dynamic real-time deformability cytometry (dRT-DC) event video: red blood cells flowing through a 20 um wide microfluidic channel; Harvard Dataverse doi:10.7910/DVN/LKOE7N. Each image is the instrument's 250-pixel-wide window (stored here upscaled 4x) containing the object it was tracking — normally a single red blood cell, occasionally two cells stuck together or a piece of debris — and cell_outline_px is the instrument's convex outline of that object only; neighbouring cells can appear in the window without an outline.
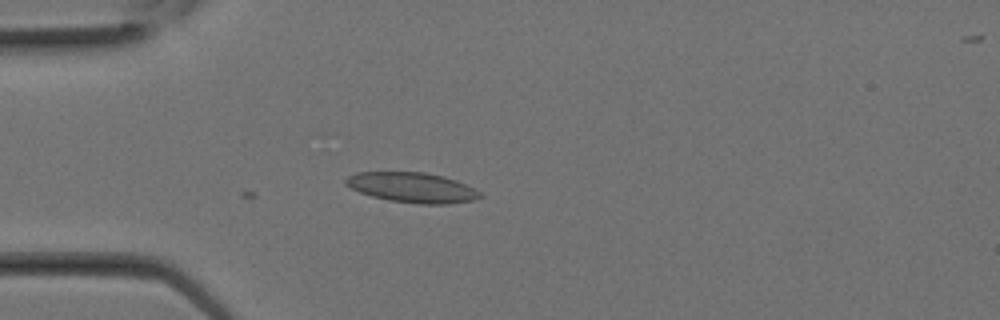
{"species": "Egyptian fruit bat (a non-hibernating species)", "species_latin": "Rousettus aegyptiacus", "temperature_condition": "room temperature", "stored_images_in_passage": 2, "camera_frame_rate_fps": 3000, "um_per_image_px": 0.085, "animal": {"sex": "female"}, "frame": {"image": 1, "passage_image": 2, "time_ms": 0.333, "image_size_px": [1000, 320], "cell_outline_px": [[484, 196], [476, 200], [448, 204], [420, 204], [388, 200], [372, 196], [360, 192], [344, 184], [344, 180], [348, 176], [356, 172], [424, 172], [444, 176], [456, 180], [480, 192]], "centroid_in_image_um": [35.04, 15.94], "position_along_channel_um": 50.0, "area_um2": 23.58}}